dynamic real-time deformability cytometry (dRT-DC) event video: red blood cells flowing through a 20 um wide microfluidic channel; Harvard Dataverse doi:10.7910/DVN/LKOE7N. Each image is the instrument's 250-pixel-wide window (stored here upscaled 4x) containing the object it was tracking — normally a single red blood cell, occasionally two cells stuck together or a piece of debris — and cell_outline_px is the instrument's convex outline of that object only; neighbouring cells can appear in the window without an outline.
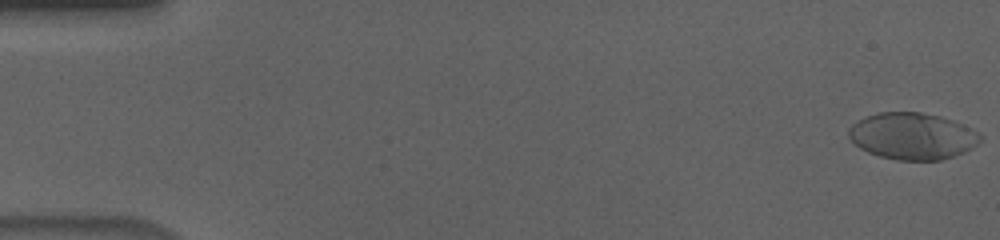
{"species": "human", "species_latin": "Homo sapiens", "temperature_condition": "cold", "stored_images_in_passage": 57, "camera_frame_rate_fps": 3000, "um_per_image_px": 0.085, "donor": {"sex": "male"}, "frame": {"image": 1, "passage_image": 1, "time_ms": 0.0, "image_size_px": [1000, 240], "cell_outline_px": [[980, 140], [972, 148], [964, 152], [940, 160], [896, 160], [880, 156], [868, 152], [860, 148], [848, 136], [848, 128], [852, 124], [864, 116], [880, 112], [920, 112], [940, 116], [952, 120], [980, 132]], "centroid_in_image_um": [77.53, 11.56], "position_along_channel_um": 7.5, "area_um2": 35.72}}
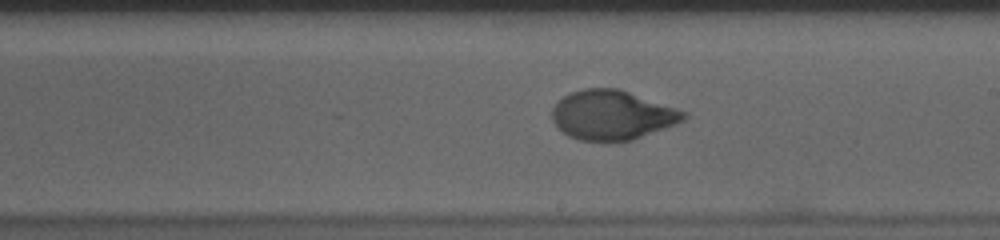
{"frame": {"image": 2, "passage_image": 33, "time_ms": 10.667, "image_size_px": [1000, 240], "cell_outline_px": [[688, 116], [684, 120], [676, 124], [632, 140], [580, 140], [568, 136], [552, 120], [552, 108], [564, 96], [572, 92], [584, 88], [620, 88], [688, 112]], "centroid_in_image_um": [52.07, 9.76], "position_along_channel_um": 236.9, "area_um2": 37.69}}
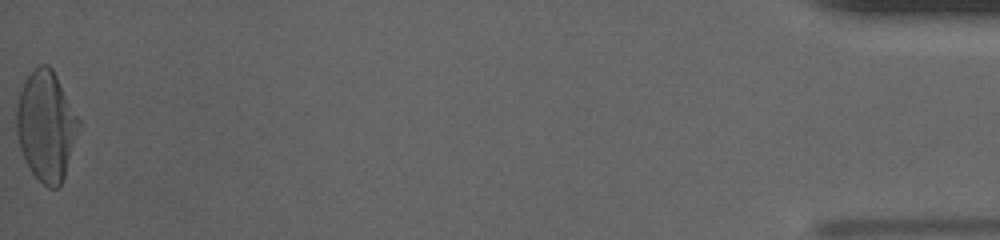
{"frame": {"image": 3, "passage_image": 57, "time_ms": 18.667, "image_size_px": [1000, 240], "cell_outline_px": [[80, 124], [64, 176], [60, 188], [48, 188], [28, 168], [24, 160], [20, 148], [16, 132], [16, 104], [20, 92], [32, 68], [40, 64], [48, 64], [52, 68], [80, 120]], "centroid_in_image_um": [3.9, 10.69], "position_along_channel_um": 431.3, "area_um2": 39.65}, "authors_computed_cell_mechanics": {"area_um2": 37.4544, "velocity_mm_per_s": 3.6369, "shape_relaxation_time_tau1_ms": 4.7562, "shape_relaxation_time_tau2_ms": null, "deformation_change_tau1": 0.2083, "deformation_change_tau2": null}}